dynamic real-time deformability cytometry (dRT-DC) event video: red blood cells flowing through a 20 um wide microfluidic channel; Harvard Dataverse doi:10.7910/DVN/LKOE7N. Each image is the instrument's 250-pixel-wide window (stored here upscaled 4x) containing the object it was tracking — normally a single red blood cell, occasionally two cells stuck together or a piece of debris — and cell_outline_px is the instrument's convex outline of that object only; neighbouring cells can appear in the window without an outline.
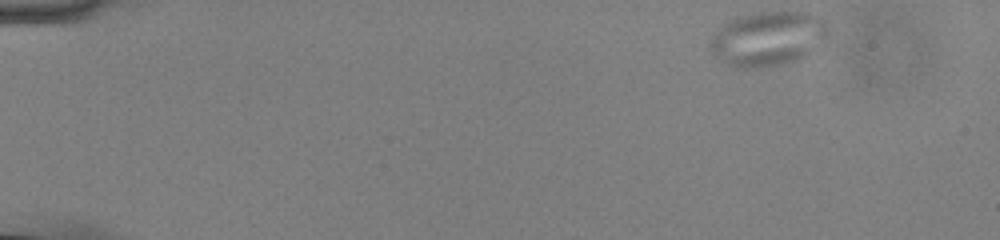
{"species": "common noctule bat (a hibernating species)", "species_latin": "Nyctalus noctula", "temperature_condition": "cold", "stored_images_in_passage": 51, "camera_frame_rate_fps": 3000, "um_per_image_px": 0.085, "animal": {"sex": "male", "body_mass_g": 13.0, "forearm_length_mm": 53.1}, "frame": {"image": 1, "passage_image": 1, "time_ms": 0.0, "image_size_px": [1000, 240], "cell_outline_px": [[832, 32], [828, 36], [808, 52], [792, 60], [780, 64], [748, 68], [736, 68], [728, 64], [716, 56], [708, 48], [708, 44], [720, 28], [728, 20], [736, 16], [756, 12], [808, 12], [824, 20], [828, 24]], "centroid_in_image_um": [65.26, 3.25], "position_along_channel_um": 19.7, "area_um2": 36.99}}
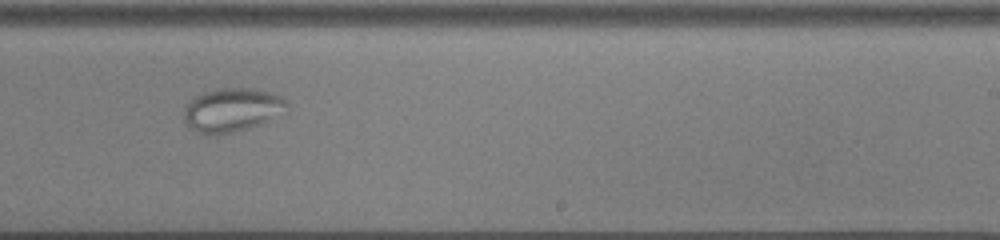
{"frame": {"image": 2, "passage_image": 31, "time_ms": 10.0, "image_size_px": [1000, 240], "cell_outline_px": [[288, 108], [272, 120], [248, 128], [232, 132], [208, 136], [196, 132], [184, 120], [184, 108], [192, 96], [216, 88], [248, 88], [272, 92], [280, 96], [288, 104]], "centroid_in_image_um": [19.7, 9.34], "position_along_channel_um": 269.3, "area_um2": 26.47}}
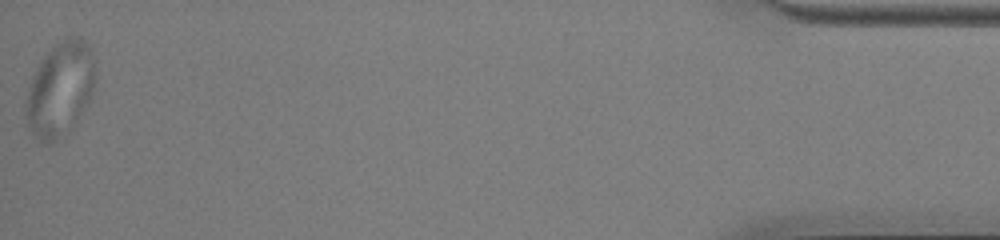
{"frame": {"image": 3, "passage_image": 51, "time_ms": 16.667, "image_size_px": [1000, 240], "cell_outline_px": [[92, 88], [88, 100], [80, 112], [52, 140], [44, 144], [40, 144], [36, 140], [28, 124], [24, 112], [24, 104], [32, 76], [40, 60], [64, 36], [80, 36], [88, 44], [92, 56]], "centroid_in_image_um": [5.01, 7.49], "position_along_channel_um": 430.2, "area_um2": 36.47}}